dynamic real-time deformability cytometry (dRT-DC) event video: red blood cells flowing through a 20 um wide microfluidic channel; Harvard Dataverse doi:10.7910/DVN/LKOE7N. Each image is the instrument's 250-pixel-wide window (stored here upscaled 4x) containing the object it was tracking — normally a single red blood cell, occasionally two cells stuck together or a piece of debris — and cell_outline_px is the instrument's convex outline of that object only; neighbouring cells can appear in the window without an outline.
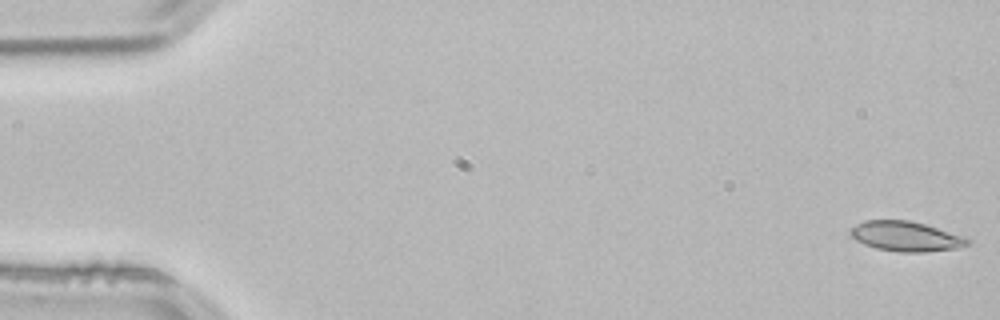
{"species": "common noctule bat (a hibernating species)", "species_latin": "Nyctalus noctula", "temperature_condition": "room temperature", "stored_images_in_passage": 53, "camera_frame_rate_fps": 3000, "um_per_image_px": 0.085, "animal": {"sex": "male", "body_mass_g": 21.5, "forearm_length_mm": 52.0}, "frame": {"image": 1, "passage_image": 1, "time_ms": 0.0, "image_size_px": [1000, 320], "cell_outline_px": [[972, 244], [956, 248], [924, 252], [900, 252], [876, 248], [864, 244], [856, 240], [848, 232], [856, 224], [864, 220], [908, 220], [924, 224], [964, 236], [972, 240]], "centroid_in_image_um": [77.01, 20.09], "position_along_channel_um": 8.0, "area_um2": 20.4}}
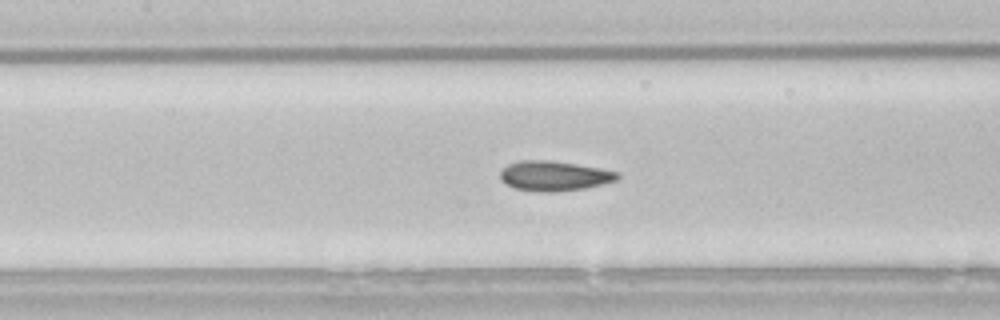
{"frame": {"image": 2, "passage_image": 24, "time_ms": 7.667, "image_size_px": [1000, 320], "cell_outline_px": [[620, 176], [616, 180], [584, 188], [556, 192], [536, 192], [516, 188], [500, 180], [500, 172], [508, 164], [520, 160], [548, 160], [576, 164], [600, 168], [620, 172]], "centroid_in_image_um": [47.1, 14.95], "position_along_channel_um": 160.3, "area_um2": 20.35}}
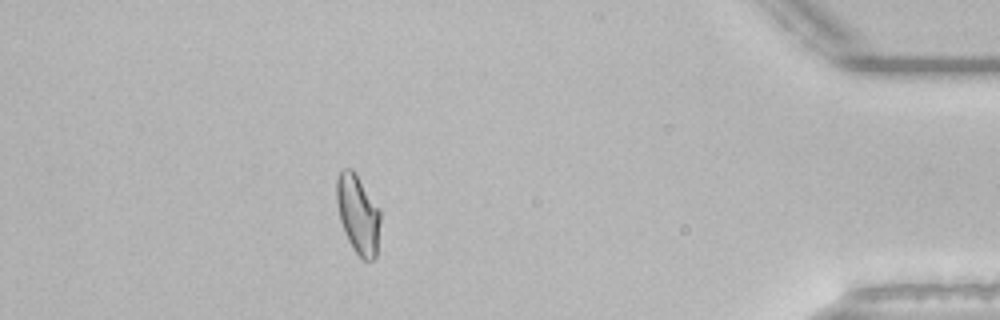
{"frame": {"image": 3, "passage_image": 47, "time_ms": 15.333, "image_size_px": [1000, 320], "cell_outline_px": [[380, 220], [376, 256], [372, 260], [364, 260], [352, 248], [344, 232], [340, 220], [336, 200], [336, 180], [340, 172], [344, 168], [352, 168], [380, 208]], "centroid_in_image_um": [30.42, 18.19], "position_along_channel_um": 404.8, "area_um2": 20.11}, "authors_computed_cell_mechanics": {"area_um2": 20.0566, "velocity_mm_per_s": 3.8407, "shape_relaxation_time_tau1_ms": 7.4499, "shape_relaxation_time_tau2_ms": 1.1517, "deformation_change_tau1": 0.1938, "deformation_change_tau2": 0.0757}}